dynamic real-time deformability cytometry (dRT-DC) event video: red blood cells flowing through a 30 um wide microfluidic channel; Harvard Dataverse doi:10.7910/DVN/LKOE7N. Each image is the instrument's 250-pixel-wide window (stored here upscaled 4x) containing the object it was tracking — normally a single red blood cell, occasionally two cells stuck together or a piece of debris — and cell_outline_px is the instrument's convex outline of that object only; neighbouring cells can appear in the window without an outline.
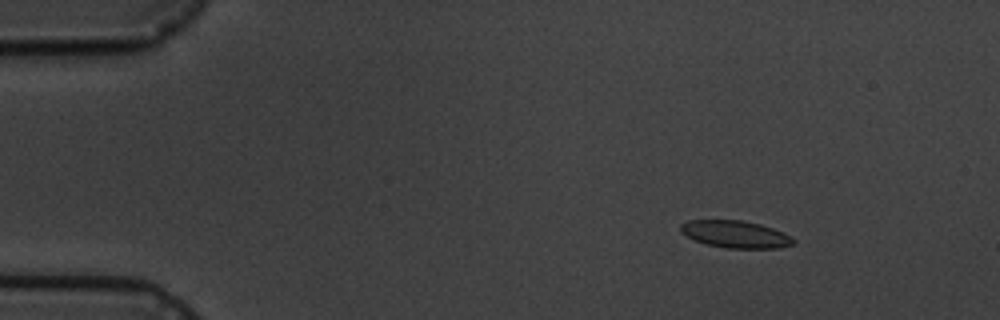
{"species": "common noctule bat (a hibernating species)", "species_latin": "Nyctalus noctula", "temperature_condition": "cold", "stored_images_in_passage": 10, "camera_frame_rate_fps": 3000, "um_per_image_px": 0.085, "animal": {"sex": "male", "body_mass_g": 19.5, "forearm_length_mm": 54.6}, "frame": {"image": 1, "passage_image": 2, "time_ms": 1.0, "image_size_px": [1000, 320], "cell_outline_px": [[796, 240], [792, 244], [780, 248], [724, 248], [704, 244], [680, 232], [680, 224], [688, 220], [740, 220], [760, 224], [784, 232], [792, 236]], "centroid_in_image_um": [62.52, 19.91], "position_along_channel_um": 22.5, "area_um2": 17.98}}
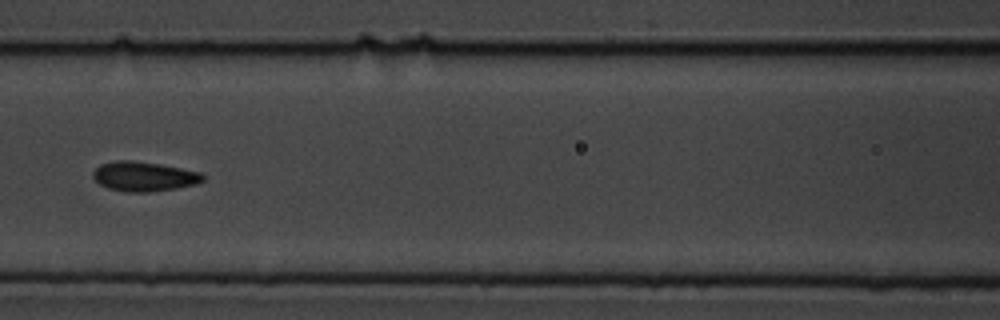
{"frame": {"image": 2, "passage_image": 7, "time_ms": 7.0, "image_size_px": [1000, 320], "cell_outline_px": [[204, 180], [196, 184], [176, 188], [148, 192], [128, 192], [108, 188], [100, 184], [92, 176], [92, 172], [100, 164], [116, 160], [132, 160], [160, 164], [200, 172], [204, 176]], "centroid_in_image_um": [12.22, 14.99], "position_along_channel_um": 154.4, "area_um2": 18.9}}
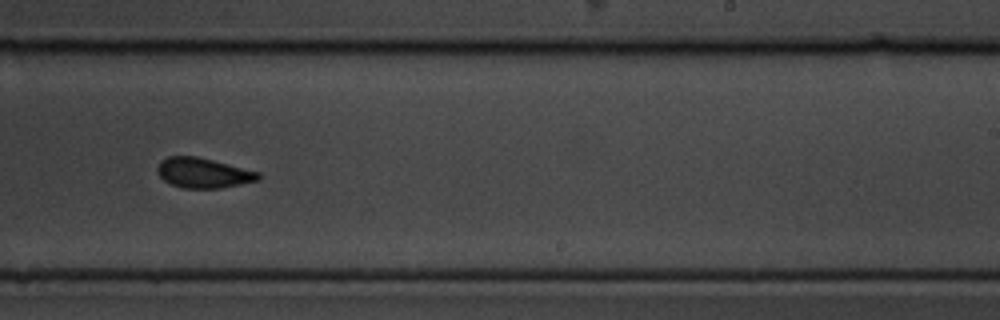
{"frame": {"image": 3, "passage_image": 10, "time_ms": 10.333, "image_size_px": [1000, 320], "cell_outline_px": [[260, 180], [220, 188], [180, 188], [164, 180], [156, 172], [156, 168], [160, 160], [168, 156], [196, 156], [260, 172]], "centroid_in_image_um": [17.25, 14.69], "position_along_channel_um": 271.8, "area_um2": 17.69}}